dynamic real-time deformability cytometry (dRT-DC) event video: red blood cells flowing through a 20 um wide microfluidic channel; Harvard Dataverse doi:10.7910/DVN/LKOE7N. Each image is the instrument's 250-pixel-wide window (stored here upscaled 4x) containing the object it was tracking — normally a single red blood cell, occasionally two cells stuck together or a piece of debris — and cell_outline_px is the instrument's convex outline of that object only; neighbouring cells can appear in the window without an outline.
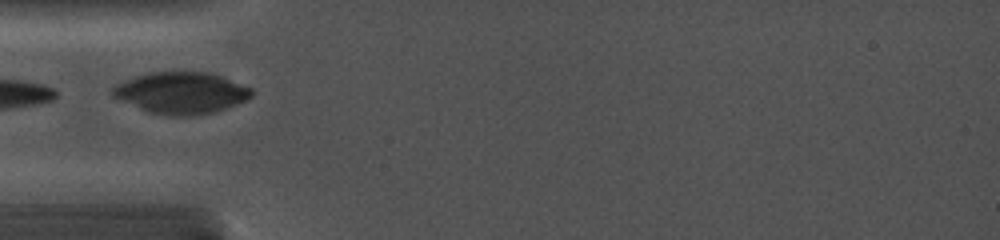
{"species": "common noctule bat (a hibernating species)", "species_latin": "Nyctalus noctula", "temperature_condition": "cold", "stored_images_in_passage": 22, "camera_frame_rate_fps": 5000, "um_per_image_px": 0.085, "animal": {"sex": "female", "body_mass_g": 19.0, "forearm_length_mm": 56.7}, "frame": {"image": 1, "passage_image": 1, "time_ms": 0.0, "image_size_px": [1000, 240], "cell_outline_px": [[252, 96], [248, 100], [212, 112], [192, 116], [168, 116], [148, 112], [120, 100], [112, 96], [112, 88], [116, 84], [124, 80], [148, 72], [212, 72], [252, 88]], "centroid_in_image_um": [15.4, 7.89], "position_along_channel_um": 69.6, "area_um2": 33.76}}